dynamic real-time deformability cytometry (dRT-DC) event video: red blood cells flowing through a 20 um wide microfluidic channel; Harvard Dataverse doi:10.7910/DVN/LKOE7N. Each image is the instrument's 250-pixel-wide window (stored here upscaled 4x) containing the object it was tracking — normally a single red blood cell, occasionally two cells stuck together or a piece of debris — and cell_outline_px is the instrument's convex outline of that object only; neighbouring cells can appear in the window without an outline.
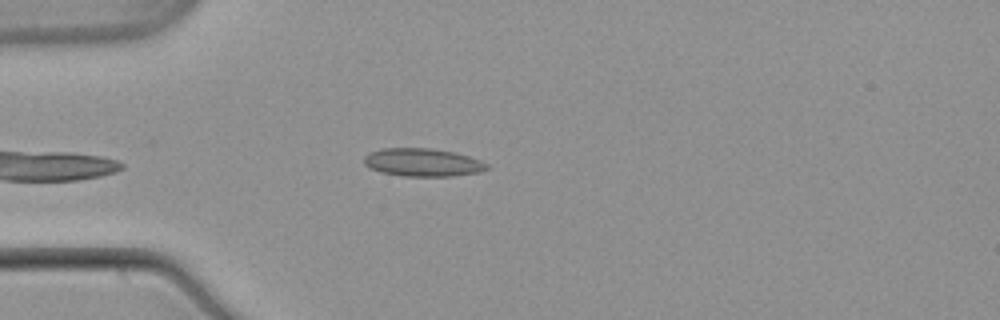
{"species": "common noctule bat (a hibernating species)", "species_latin": "Nyctalus noctula", "temperature_condition": "warm", "stored_images_in_passage": 38, "camera_frame_rate_fps": 3000, "um_per_image_px": 0.085, "animal": {"sex": "male", "body_mass_g": 21.5, "forearm_length_mm": 52.0}, "frame": {"image": 1, "passage_image": 3, "time_ms": 0.667, "image_size_px": [1000, 320], "cell_outline_px": [[488, 168], [480, 172], [452, 176], [404, 176], [380, 172], [364, 164], [364, 156], [368, 152], [384, 148], [428, 148], [456, 152], [480, 160], [488, 164]], "centroid_in_image_um": [35.92, 13.8], "position_along_channel_um": 49.1, "area_um2": 20.06}}
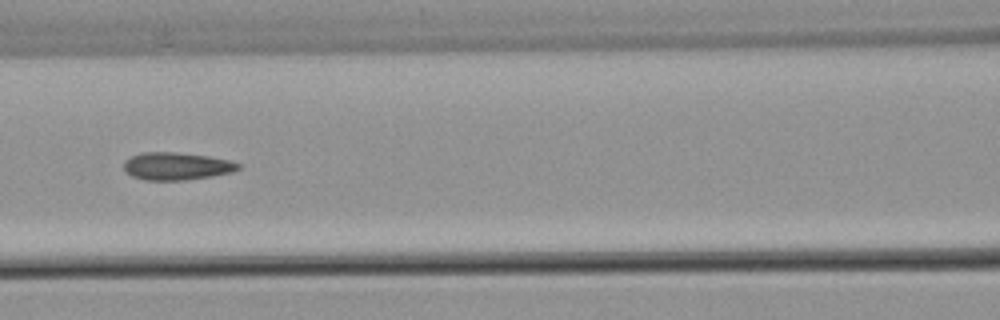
{"frame": {"image": 2, "passage_image": 12, "time_ms": 3.667, "image_size_px": [1000, 320], "cell_outline_px": [[240, 168], [232, 172], [212, 176], [184, 180], [144, 180], [132, 176], [124, 172], [124, 160], [140, 152], [176, 152], [208, 156], [228, 160], [240, 164]], "centroid_in_image_um": [14.97, 14.12], "position_along_channel_um": 151.6, "area_um2": 18.44}}
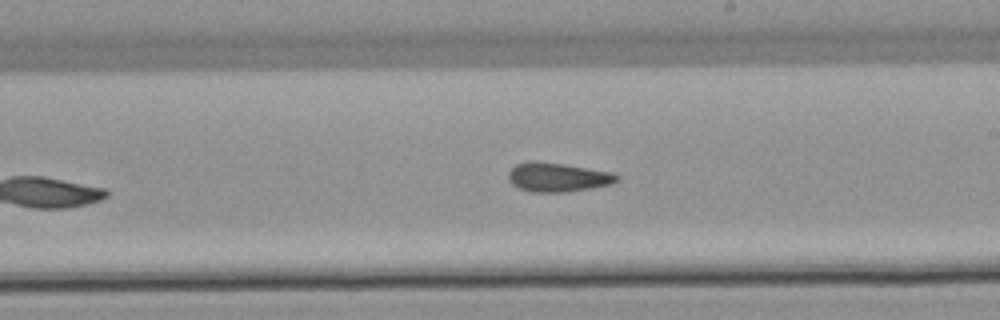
{"frame": {"image": 3, "passage_image": 19, "time_ms": 6.0, "image_size_px": [1000, 320], "cell_outline_px": [[620, 180], [612, 184], [592, 188], [568, 192], [532, 192], [516, 188], [508, 180], [508, 172], [516, 164], [564, 164], [612, 172], [620, 176]], "centroid_in_image_um": [47.47, 15.12], "position_along_channel_um": 241.5, "area_um2": 17.98}, "authors_computed_cell_mechanics": {"area_um2": 18.3515, "velocity_mm_per_s": 3.8709, "shape_relaxation_time_tau1_ms": null, "shape_relaxation_time_tau2_ms": 2.9179, "deformation_change_tau1": null, "deformation_change_tau2": 0.092}}